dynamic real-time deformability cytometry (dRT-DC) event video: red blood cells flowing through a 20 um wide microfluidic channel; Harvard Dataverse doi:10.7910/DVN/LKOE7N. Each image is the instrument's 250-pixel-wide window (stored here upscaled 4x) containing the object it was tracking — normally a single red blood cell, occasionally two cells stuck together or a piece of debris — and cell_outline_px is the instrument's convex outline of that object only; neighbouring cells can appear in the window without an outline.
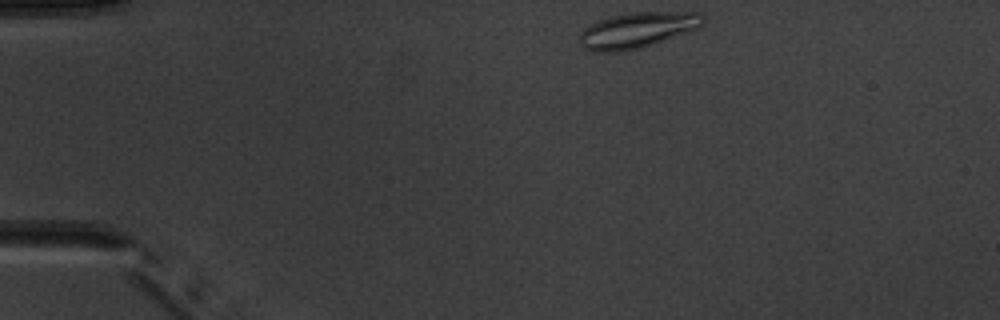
{"species": "common noctule bat (a hibernating species)", "species_latin": "Nyctalus noctula", "temperature_condition": "warm", "stored_images_in_passage": 2, "camera_frame_rate_fps": 3000, "um_per_image_px": 0.085, "animal": {"sex": "male", "body_mass_g": 20.1, "forearm_length_mm": 53.5}, "frame": {"image": 1, "passage_image": 1, "time_ms": 0.0, "image_size_px": [1000, 320], "cell_outline_px": [[704, 20], [700, 28], [640, 48], [620, 52], [596, 52], [584, 48], [580, 44], [580, 32], [588, 24], [612, 16], [632, 12], [700, 12], [704, 16]], "centroid_in_image_um": [54.17, 2.56], "position_along_channel_um": 30.8, "area_um2": 25.66}}